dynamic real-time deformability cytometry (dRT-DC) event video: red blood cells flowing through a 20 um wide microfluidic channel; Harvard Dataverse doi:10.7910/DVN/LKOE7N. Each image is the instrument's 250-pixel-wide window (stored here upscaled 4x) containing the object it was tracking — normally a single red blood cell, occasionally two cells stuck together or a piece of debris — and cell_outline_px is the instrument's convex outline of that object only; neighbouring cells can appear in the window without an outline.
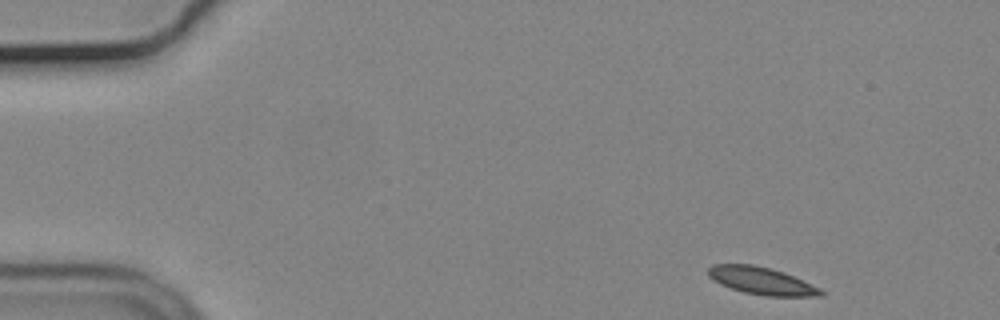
{"species": "common noctule bat (a hibernating species)", "species_latin": "Nyctalus noctula", "temperature_condition": "cold", "stored_images_in_passage": 13, "camera_frame_rate_fps": 3000, "um_per_image_px": 0.085, "animal": {"sex": "male", "body_mass_g": 19.2, "forearm_length_mm": 51.8}, "frame": {"image": 1, "passage_image": 1, "time_ms": 0.0, "image_size_px": [1000, 320], "cell_outline_px": [[828, 292], [824, 296], [764, 296], [744, 292], [720, 284], [712, 280], [708, 276], [708, 268], [712, 264], [752, 264], [772, 268], [784, 272], [820, 288]], "centroid_in_image_um": [64.75, 23.87], "position_along_channel_um": 20.2, "area_um2": 18.15}}
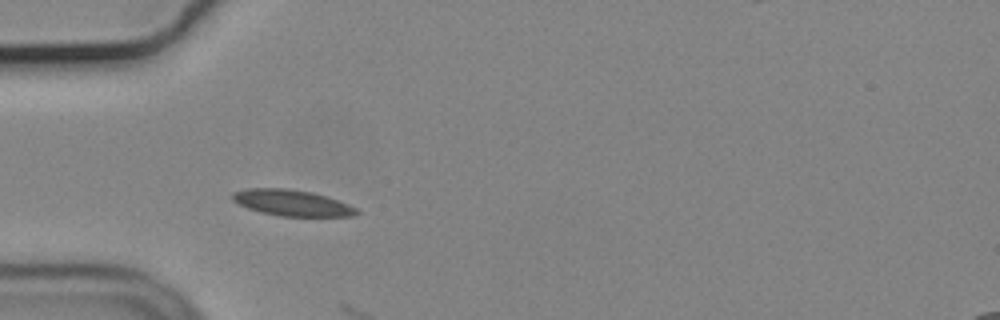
{"frame": {"image": 2, "passage_image": 12, "time_ms": 3.667, "image_size_px": [1000, 320], "cell_outline_px": [[360, 212], [352, 216], [280, 216], [260, 212], [248, 208], [232, 200], [232, 192], [248, 188], [288, 188], [312, 192], [328, 196], [348, 204], [356, 208]], "centroid_in_image_um": [24.82, 17.23], "position_along_channel_um": 60.2, "area_um2": 18.9}}